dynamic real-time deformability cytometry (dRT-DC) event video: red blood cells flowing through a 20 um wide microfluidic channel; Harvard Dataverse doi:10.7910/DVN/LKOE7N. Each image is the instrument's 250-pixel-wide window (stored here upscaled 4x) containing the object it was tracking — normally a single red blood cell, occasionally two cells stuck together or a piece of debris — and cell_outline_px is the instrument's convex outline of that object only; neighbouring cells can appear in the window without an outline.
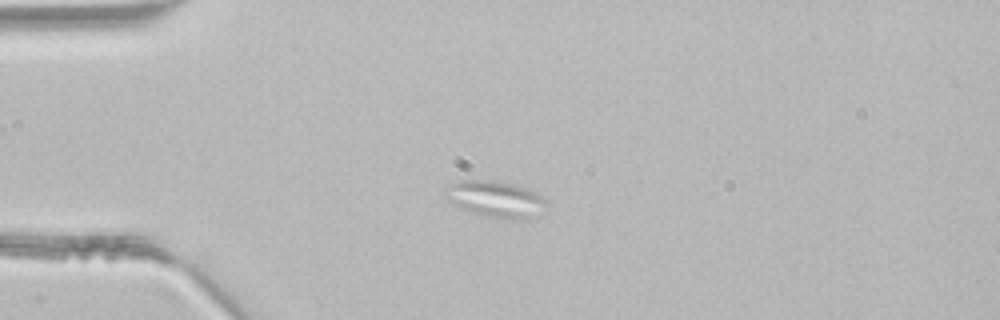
{"species": "common noctule bat (a hibernating species)", "species_latin": "Nyctalus noctula", "temperature_condition": "room temperature", "stored_images_in_passage": 36, "camera_frame_rate_fps": 3000, "um_per_image_px": 0.085, "animal": {"sex": "male", "body_mass_g": 21.5, "forearm_length_mm": 52.0}, "frame": {"image": 1, "passage_image": 1, "time_ms": 0.0, "image_size_px": [1000, 320], "cell_outline_px": [[548, 204], [528, 220], [512, 220], [484, 216], [460, 208], [452, 204], [444, 196], [444, 188], [448, 184], [464, 180], [496, 180], [516, 184], [528, 188], [548, 200]], "centroid_in_image_um": [42.11, 16.92], "position_along_channel_um": 42.9, "area_um2": 21.91}}
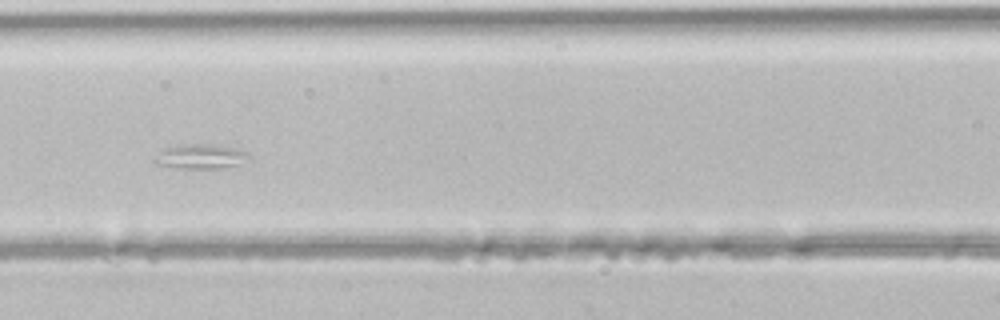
{"frame": {"image": 2, "passage_image": 10, "time_ms": 3.0, "image_size_px": [1000, 320], "cell_outline_px": [[248, 156], [236, 164], [224, 168], [176, 168], [156, 164], [152, 160], [168, 148], [176, 144], [216, 144], [236, 148], [244, 152]], "centroid_in_image_um": [16.99, 13.29], "position_along_channel_um": 149.6, "area_um2": 13.12}}
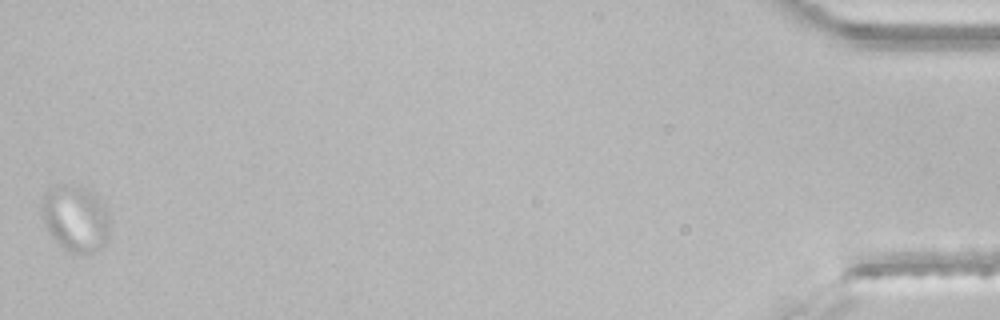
{"frame": {"image": 3, "passage_image": 36, "time_ms": 11.667, "image_size_px": [1000, 320], "cell_outline_px": [[108, 240], [96, 252], [72, 252], [64, 248], [52, 236], [44, 220], [40, 208], [44, 196], [48, 192], [64, 184], [84, 188], [96, 196], [104, 204], [108, 212]], "centroid_in_image_um": [6.45, 18.58], "position_along_channel_um": 428.8, "area_um2": 25.55}}